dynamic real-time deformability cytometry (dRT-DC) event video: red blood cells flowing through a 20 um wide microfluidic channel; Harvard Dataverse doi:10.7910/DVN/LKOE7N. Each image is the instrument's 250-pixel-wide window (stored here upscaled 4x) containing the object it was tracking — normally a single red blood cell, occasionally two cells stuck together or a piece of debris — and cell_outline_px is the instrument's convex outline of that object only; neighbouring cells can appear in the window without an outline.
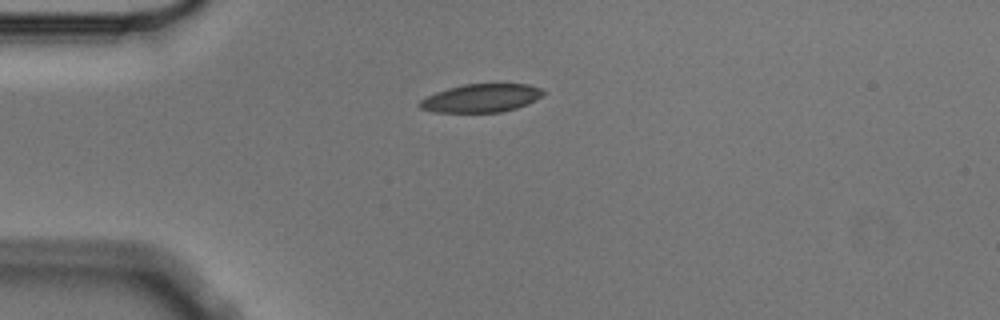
{"species": "Egyptian fruit bat (a non-hibernating species)", "species_latin": "Rousettus aegyptiacus", "temperature_condition": "cold", "stored_images_in_passage": 5, "camera_frame_rate_fps": 3000, "um_per_image_px": 0.085, "animal": {"sex": "male"}, "frame": {"image": 1, "passage_image": 5, "time_ms": 1.333, "image_size_px": [1000, 320], "cell_outline_px": [[544, 96], [528, 104], [516, 108], [500, 112], [432, 112], [420, 108], [420, 100], [436, 92], [448, 88], [464, 84], [528, 84], [540, 88], [544, 92]], "centroid_in_image_um": [40.93, 8.34], "position_along_channel_um": 44.1, "area_um2": 20.29}}